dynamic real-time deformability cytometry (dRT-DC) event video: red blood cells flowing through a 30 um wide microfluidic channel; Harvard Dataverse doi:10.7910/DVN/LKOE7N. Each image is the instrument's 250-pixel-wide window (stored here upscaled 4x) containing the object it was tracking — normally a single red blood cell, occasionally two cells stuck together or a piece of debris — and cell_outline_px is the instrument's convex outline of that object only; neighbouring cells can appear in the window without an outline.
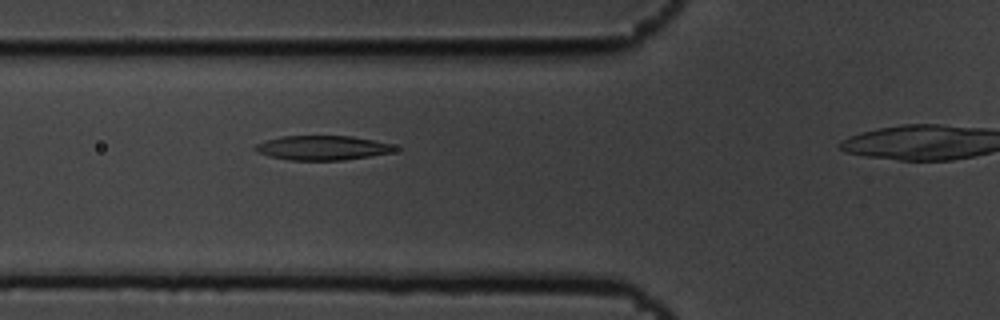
{"species": "common noctule bat (a hibernating species)", "species_latin": "Nyctalus noctula", "temperature_condition": "cold", "stored_images_in_passage": 7, "camera_frame_rate_fps": 3000, "um_per_image_px": 0.085, "animal": {"sex": "male", "body_mass_g": 19.5, "forearm_length_mm": 54.6}, "frame": {"image": 1, "passage_image": 6, "time_ms": 1.667, "image_size_px": [1000, 320], "cell_outline_px": [[404, 148], [392, 152], [372, 156], [344, 160], [288, 160], [268, 156], [256, 152], [252, 148], [256, 144], [264, 140], [280, 136], [352, 136], [392, 144]], "centroid_in_image_um": [27.41, 12.57], "position_along_channel_um": 98.4, "area_um2": 20.23}}